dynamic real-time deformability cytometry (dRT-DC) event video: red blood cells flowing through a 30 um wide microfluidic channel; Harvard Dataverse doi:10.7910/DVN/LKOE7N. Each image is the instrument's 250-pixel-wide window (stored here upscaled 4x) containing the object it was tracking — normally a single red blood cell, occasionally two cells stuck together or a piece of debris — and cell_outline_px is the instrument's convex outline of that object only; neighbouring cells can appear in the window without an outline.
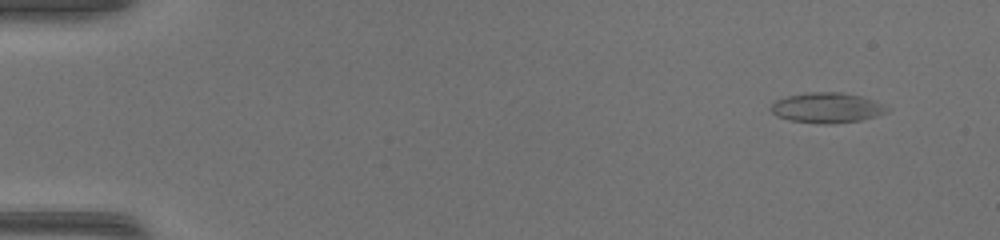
{"species": "common noctule bat (a hibernating species)", "species_latin": "Nyctalus noctula", "temperature_condition": "warm", "stored_images_in_passage": 47, "camera_frame_rate_fps": 3000, "um_per_image_px": 0.085, "animal": {"sex": "female", "body_mass_g": 17.0, "forearm_length_mm": 48.0}, "frame": {"image": 1, "passage_image": 3, "time_ms": 0.667, "image_size_px": [1000, 240], "cell_outline_px": [[892, 108], [888, 112], [876, 116], [860, 120], [832, 124], [824, 124], [788, 120], [776, 116], [768, 108], [776, 100], [788, 96], [808, 92], [840, 92], [860, 96], [876, 100]], "centroid_in_image_um": [70.31, 9.16], "position_along_channel_um": 14.7, "area_um2": 20.69}}
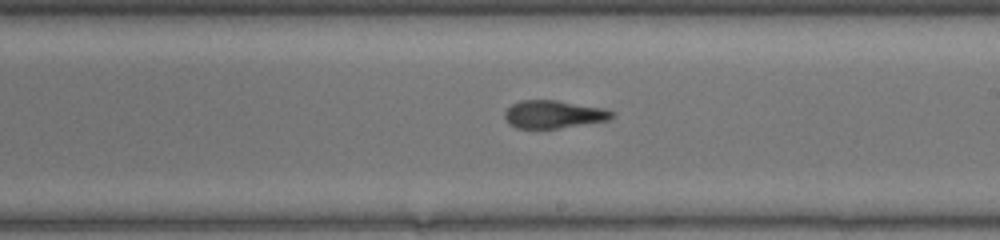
{"frame": {"image": 2, "passage_image": 28, "time_ms": 9.0, "image_size_px": [1000, 240], "cell_outline_px": [[616, 116], [608, 120], [556, 128], [516, 128], [508, 124], [504, 116], [504, 112], [512, 104], [520, 100], [556, 100], [604, 108], [616, 112]], "centroid_in_image_um": [47.06, 9.71], "position_along_channel_um": 241.9, "area_um2": 17.4}}
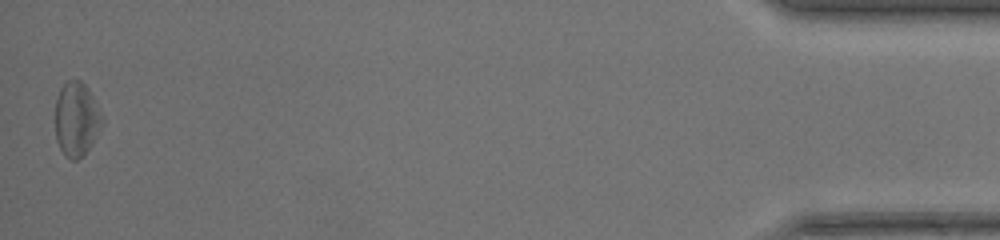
{"frame": {"image": 3, "passage_image": 47, "time_ms": 15.333, "image_size_px": [1000, 240], "cell_outline_px": [[104, 124], [88, 148], [76, 160], [72, 160], [64, 156], [56, 140], [56, 100], [60, 88], [68, 80], [80, 80], [88, 88], [104, 116]], "centroid_in_image_um": [6.52, 10.11], "position_along_channel_um": 428.7, "area_um2": 20.23}, "authors_computed_cell_mechanics": {"area_um2": 18.5538, "velocity_mm_per_s": 4.3702, "shape_relaxation_time_tau1_ms": 5.4643, "shape_relaxation_time_tau2_ms": 2.3786, "deformation_change_tau1": 0.183, "deformation_change_tau2": 0.1113}}